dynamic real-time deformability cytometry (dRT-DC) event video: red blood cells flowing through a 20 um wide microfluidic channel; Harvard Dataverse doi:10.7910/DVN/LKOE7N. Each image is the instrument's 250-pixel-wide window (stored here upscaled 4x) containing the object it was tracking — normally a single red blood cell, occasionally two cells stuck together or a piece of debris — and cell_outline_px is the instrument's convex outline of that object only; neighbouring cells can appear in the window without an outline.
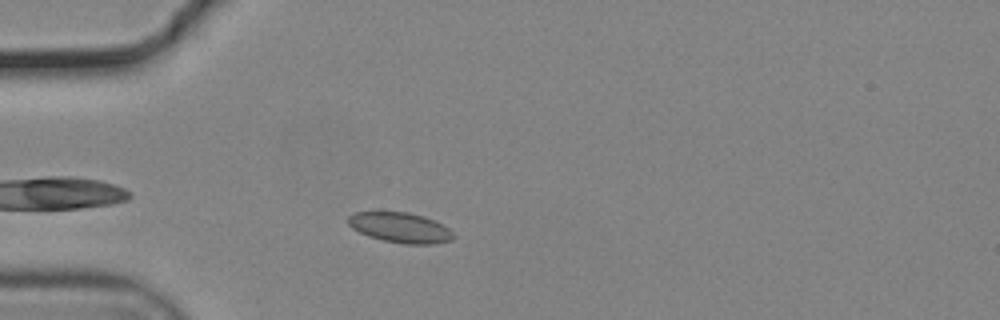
{"species": "common noctule bat (a hibernating species)", "species_latin": "Nyctalus noctula", "temperature_condition": "cold", "stored_images_in_passage": 42, "camera_frame_rate_fps": 3000, "um_per_image_px": 0.085, "animal": {"sex": "male", "body_mass_g": 19.2, "forearm_length_mm": 51.8}, "frame": {"image": 1, "passage_image": 2, "time_ms": 0.333, "image_size_px": [1000, 320], "cell_outline_px": [[456, 236], [452, 240], [432, 244], [404, 244], [384, 240], [368, 236], [352, 228], [348, 224], [348, 216], [356, 212], [408, 212], [424, 216], [448, 228]], "centroid_in_image_um": [34.02, 19.35], "position_along_channel_um": 51.0, "area_um2": 18.38}}
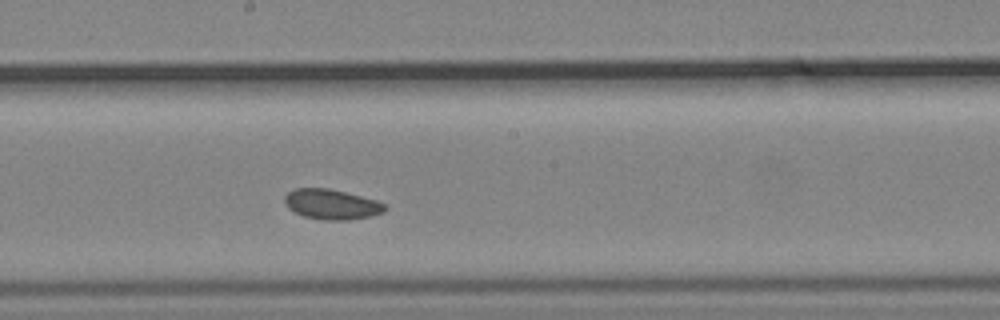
{"frame": {"image": 2, "passage_image": 17, "time_ms": 5.333, "image_size_px": [1000, 320], "cell_outline_px": [[388, 208], [384, 212], [368, 216], [348, 220], [324, 220], [304, 216], [288, 208], [284, 200], [284, 196], [288, 192], [296, 188], [328, 188], [376, 200], [388, 204]], "centroid_in_image_um": [28.2, 17.36], "position_along_channel_um": 220.0, "area_um2": 17.51}}
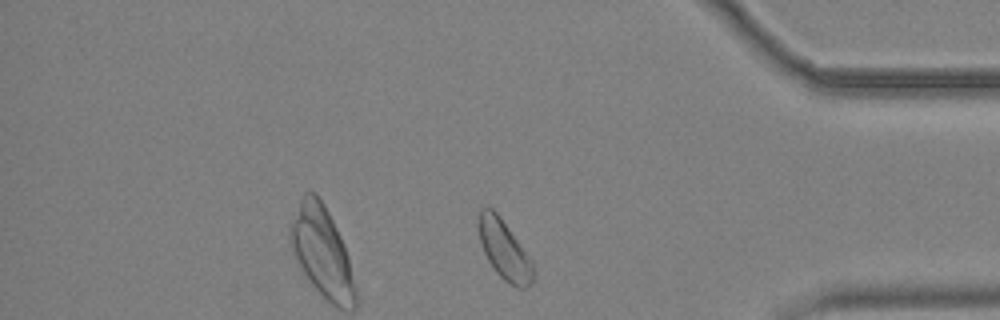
{"frame": {"image": 3, "passage_image": 33, "time_ms": 10.667, "image_size_px": [1000, 320], "cell_outline_px": [[536, 272], [532, 280], [524, 288], [516, 288], [504, 280], [496, 272], [488, 260], [484, 252], [480, 240], [476, 224], [480, 208], [492, 208], [500, 216], [532, 260]], "centroid_in_image_um": [42.85, 21.22], "position_along_channel_um": 392.3, "area_um2": 18.96}, "authors_computed_cell_mechanics": {"area_um2": 18.1781, "velocity_mm_per_s": 3.6698, "shape_relaxation_time_tau1_ms": null, "shape_relaxation_time_tau2_ms": 3.6438, "deformation_change_tau1": null, "deformation_change_tau2": 0.051}}